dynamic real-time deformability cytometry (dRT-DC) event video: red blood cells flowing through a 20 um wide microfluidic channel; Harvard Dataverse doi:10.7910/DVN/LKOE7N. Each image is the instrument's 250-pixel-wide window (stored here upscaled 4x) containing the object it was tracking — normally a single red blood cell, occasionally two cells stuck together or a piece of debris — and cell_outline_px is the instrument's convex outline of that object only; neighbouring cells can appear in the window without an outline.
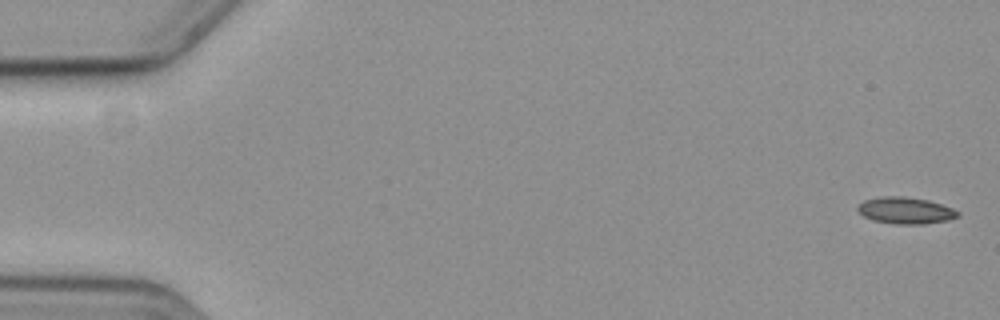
{"species": "common noctule bat (a hibernating species)", "species_latin": "Nyctalus noctula", "temperature_condition": "cold", "stored_images_in_passage": 57, "camera_frame_rate_fps": 3000, "um_per_image_px": 0.085, "animal": {"sex": "female", "body_mass_g": 19.3, "forearm_length_mm": 54.1}, "frame": {"image": 1, "passage_image": 1, "time_ms": 0.0, "image_size_px": [1000, 320], "cell_outline_px": [[960, 212], [956, 216], [948, 220], [924, 224], [896, 224], [872, 220], [864, 216], [856, 208], [864, 200], [880, 196], [904, 196], [928, 200], [952, 208]], "centroid_in_image_um": [76.95, 17.89], "position_along_channel_um": 8.1, "area_um2": 15.43}}
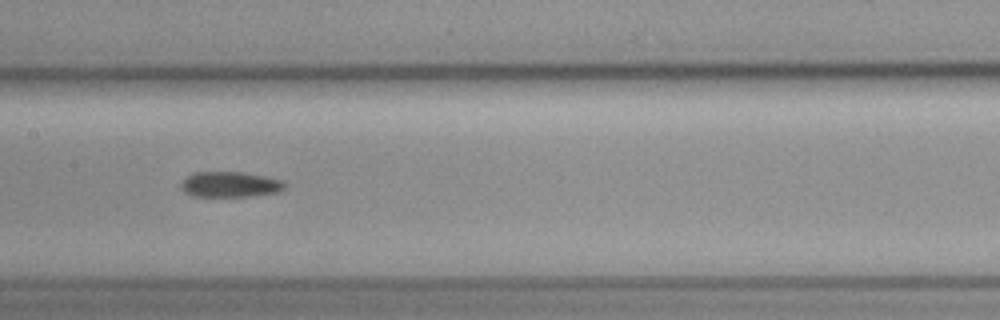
{"frame": {"image": 2, "passage_image": 29, "time_ms": 9.333, "image_size_px": [1000, 320], "cell_outline_px": [[284, 188], [280, 192], [252, 196], [192, 196], [184, 192], [180, 188], [180, 184], [192, 172], [240, 172], [264, 176], [280, 180], [284, 184]], "centroid_in_image_um": [19.52, 15.68], "position_along_channel_um": 187.9, "area_um2": 15.32}}
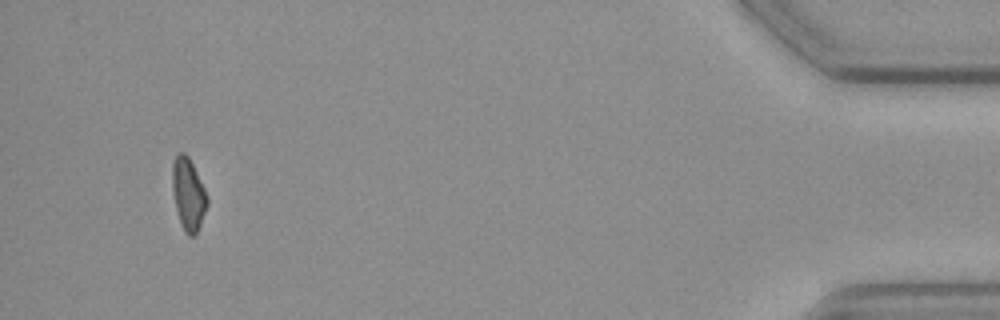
{"frame": {"image": 3, "passage_image": 55, "time_ms": 18.0, "image_size_px": [1000, 320], "cell_outline_px": [[208, 204], [196, 236], [188, 236], [184, 232], [180, 224], [172, 192], [172, 164], [176, 156], [180, 152], [184, 152], [188, 156], [208, 196]], "centroid_in_image_um": [16.0, 16.55], "position_along_channel_um": 419.2, "area_um2": 14.74}}